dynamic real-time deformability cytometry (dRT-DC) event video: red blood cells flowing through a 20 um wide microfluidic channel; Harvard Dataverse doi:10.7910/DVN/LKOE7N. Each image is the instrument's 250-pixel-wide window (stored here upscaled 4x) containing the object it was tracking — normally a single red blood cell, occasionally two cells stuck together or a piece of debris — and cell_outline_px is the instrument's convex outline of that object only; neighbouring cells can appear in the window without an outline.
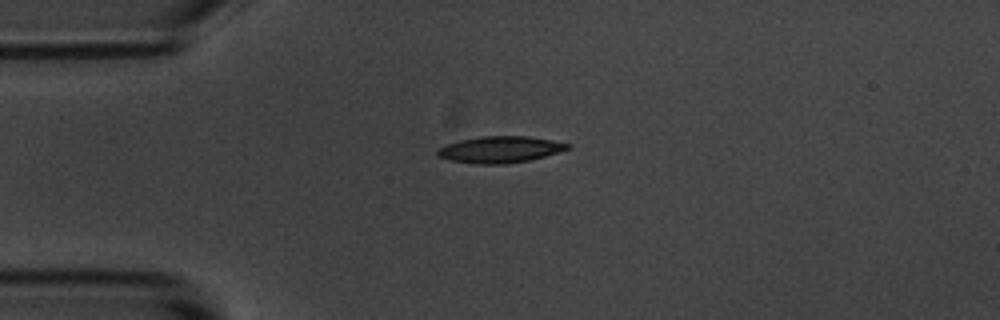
{"species": "common noctule bat (a hibernating species)", "species_latin": "Nyctalus noctula", "temperature_condition": "room temperature", "stored_images_in_passage": 3, "camera_frame_rate_fps": 3000, "um_per_image_px": 0.085, "animal": {"sex": "male", "body_mass_g": 20.1, "forearm_length_mm": 53.5}, "frame": {"image": 1, "passage_image": 1, "time_ms": 0.0, "image_size_px": [1000, 320], "cell_outline_px": [[572, 148], [544, 156], [528, 160], [504, 164], [476, 164], [452, 160], [440, 156], [436, 152], [440, 148], [448, 144], [460, 140], [480, 136], [528, 136], [552, 140], [572, 144]], "centroid_in_image_um": [42.56, 12.7], "position_along_channel_um": 42.4, "area_um2": 19.88}}